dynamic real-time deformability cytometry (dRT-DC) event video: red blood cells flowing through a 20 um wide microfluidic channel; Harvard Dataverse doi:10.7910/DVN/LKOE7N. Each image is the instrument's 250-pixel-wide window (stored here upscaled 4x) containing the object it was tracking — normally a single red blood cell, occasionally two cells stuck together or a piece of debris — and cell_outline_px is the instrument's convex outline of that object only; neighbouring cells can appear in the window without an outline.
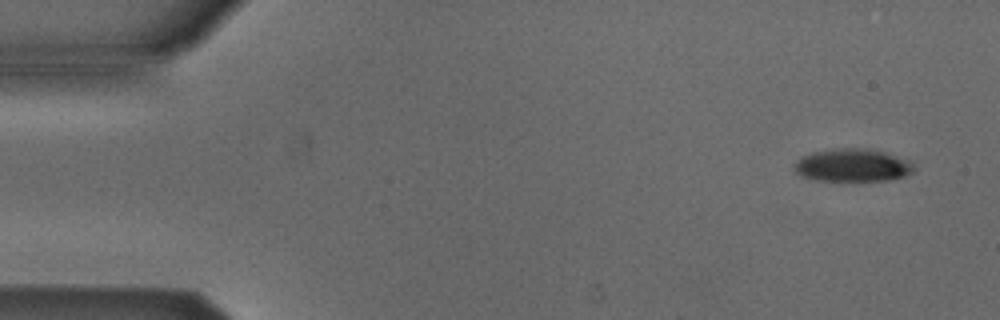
{"species": "Egyptian fruit bat (a non-hibernating species)", "species_latin": "Rousettus aegyptiacus", "temperature_condition": "cold", "stored_images_in_passage": 5, "camera_frame_rate_fps": 3000, "um_per_image_px": 0.085, "animal": {"sex": "male"}, "frame": {"image": 1, "passage_image": 1, "time_ms": 0.0, "image_size_px": [1000, 320], "cell_outline_px": [[916, 168], [912, 172], [904, 176], [888, 180], [820, 180], [804, 176], [796, 172], [796, 164], [800, 156], [812, 152], [840, 148], [868, 148], [884, 152], [908, 160]], "centroid_in_image_um": [72.5, 14.03], "position_along_channel_um": 12.5, "area_um2": 22.48}}
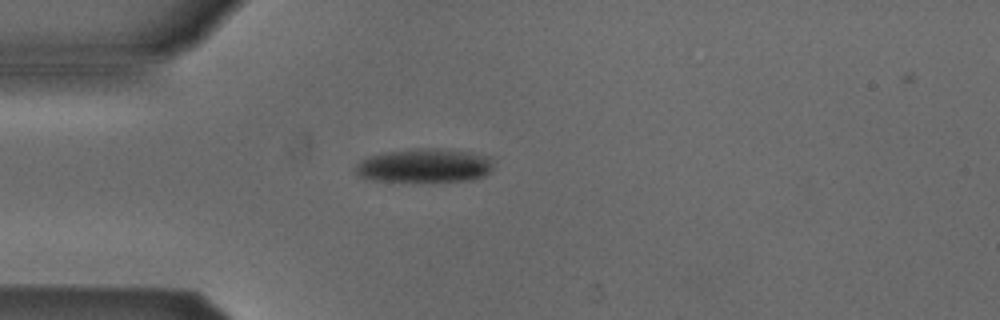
{"frame": {"image": 2, "passage_image": 4, "time_ms": 1.0, "image_size_px": [1000, 320], "cell_outline_px": [[492, 168], [484, 176], [468, 180], [376, 180], [360, 176], [356, 172], [356, 168], [360, 160], [368, 156], [384, 152], [412, 148], [440, 148], [472, 152], [488, 156], [492, 160]], "centroid_in_image_um": [36.1, 14.03], "position_along_channel_um": 48.9, "area_um2": 26.76}}